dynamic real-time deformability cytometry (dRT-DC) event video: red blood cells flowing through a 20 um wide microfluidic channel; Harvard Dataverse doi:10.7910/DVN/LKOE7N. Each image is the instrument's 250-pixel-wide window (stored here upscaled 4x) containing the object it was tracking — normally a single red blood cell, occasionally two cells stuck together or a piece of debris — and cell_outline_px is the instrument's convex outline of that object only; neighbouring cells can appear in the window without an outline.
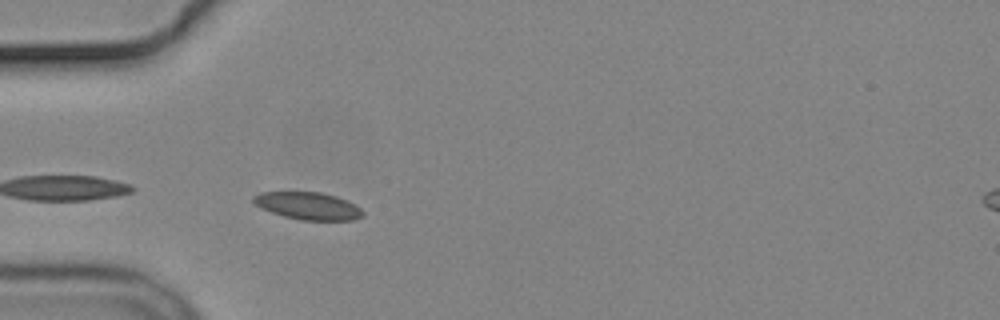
{"species": "common noctule bat (a hibernating species)", "species_latin": "Nyctalus noctula", "temperature_condition": "cold", "stored_images_in_passage": 3, "camera_frame_rate_fps": 3000, "um_per_image_px": 0.085, "animal": {"sex": "male", "body_mass_g": 19.2, "forearm_length_mm": 51.8}, "frame": {"image": 1, "passage_image": 3, "time_ms": 3.333, "image_size_px": [1000, 320], "cell_outline_px": [[364, 216], [352, 220], [300, 220], [284, 216], [260, 208], [252, 200], [252, 196], [260, 192], [320, 192], [336, 196], [360, 208], [364, 212]], "centroid_in_image_um": [26.16, 17.5], "position_along_channel_um": 58.8, "area_um2": 17.34}}